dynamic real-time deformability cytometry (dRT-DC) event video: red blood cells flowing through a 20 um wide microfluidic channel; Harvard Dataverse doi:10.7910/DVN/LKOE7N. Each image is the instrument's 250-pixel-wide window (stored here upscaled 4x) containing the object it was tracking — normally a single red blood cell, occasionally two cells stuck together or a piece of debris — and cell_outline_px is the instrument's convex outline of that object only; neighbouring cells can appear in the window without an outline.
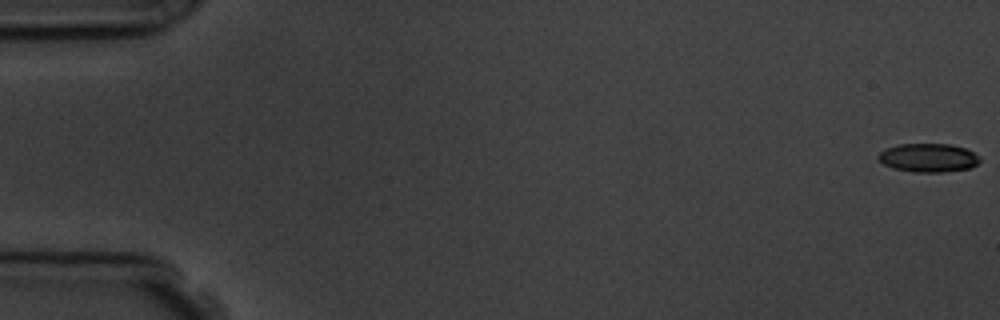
{"species": "common noctule bat (a hibernating species)", "species_latin": "Nyctalus noctula", "temperature_condition": "room temperature", "stored_images_in_passage": 4, "camera_frame_rate_fps": 3000, "um_per_image_px": 0.085, "animal": {"sex": "male", "body_mass_g": 19.5, "forearm_length_mm": 54.6}, "frame": {"image": 1, "passage_image": 1, "time_ms": 0.0, "image_size_px": [1000, 320], "cell_outline_px": [[980, 160], [972, 168], [944, 172], [912, 172], [892, 168], [884, 164], [876, 156], [880, 152], [888, 148], [900, 144], [952, 144], [964, 148], [980, 156]], "centroid_in_image_um": [78.92, 13.42], "position_along_channel_um": 6.1, "area_um2": 16.94}}